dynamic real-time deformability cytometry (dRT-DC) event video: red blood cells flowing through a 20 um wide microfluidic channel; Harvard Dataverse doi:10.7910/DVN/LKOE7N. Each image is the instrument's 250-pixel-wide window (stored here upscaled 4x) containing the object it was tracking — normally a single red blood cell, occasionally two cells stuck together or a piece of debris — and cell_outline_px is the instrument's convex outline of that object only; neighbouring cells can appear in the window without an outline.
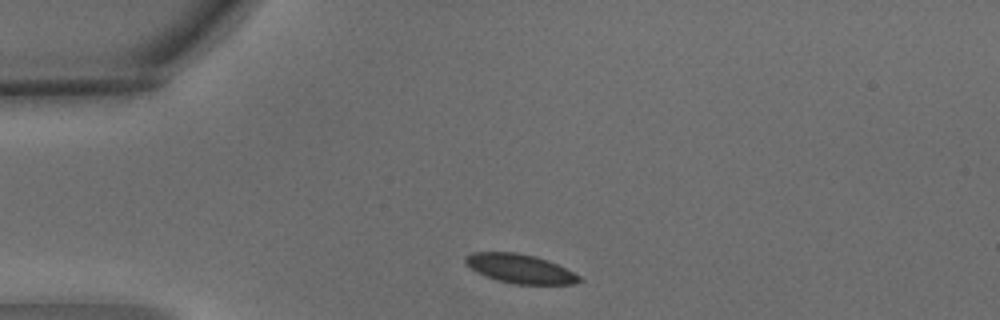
{"species": "common noctule bat (a hibernating species)", "species_latin": "Nyctalus noctula", "temperature_condition": "warm", "stored_images_in_passage": 3, "camera_frame_rate_fps": 3000, "um_per_image_px": 0.085, "animal": {"sex": "male", "body_mass_g": 15.6}, "frame": {"image": 1, "passage_image": 1, "time_ms": 0.0, "image_size_px": [1000, 320], "cell_outline_px": [[584, 280], [576, 284], [516, 284], [496, 280], [484, 276], [476, 272], [464, 260], [464, 256], [472, 252], [516, 252], [536, 256], [548, 260], [580, 276]], "centroid_in_image_um": [44.2, 22.84], "position_along_channel_um": 40.8, "area_um2": 19.31}}
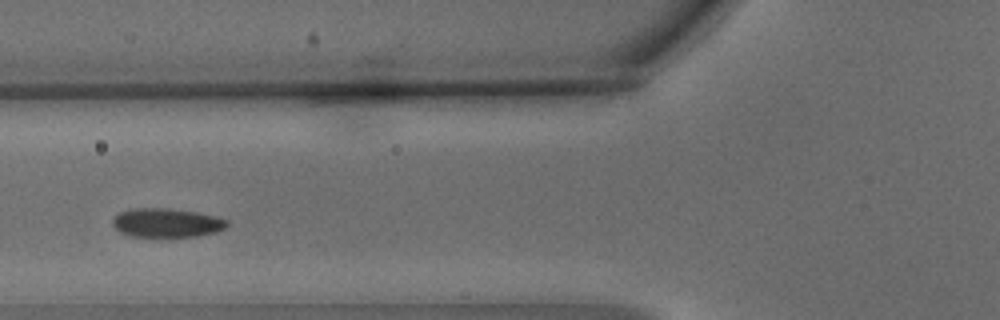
{"frame": {"image": 2, "passage_image": 3, "time_ms": 0.667, "image_size_px": [1000, 320], "cell_outline_px": [[228, 224], [224, 228], [216, 232], [196, 236], [168, 240], [132, 236], [120, 232], [112, 224], [112, 220], [120, 212], [132, 208], [168, 208], [196, 212], [216, 216], [228, 220]], "centroid_in_image_um": [14.17, 18.98], "position_along_channel_um": 111.6, "area_um2": 20.06}}